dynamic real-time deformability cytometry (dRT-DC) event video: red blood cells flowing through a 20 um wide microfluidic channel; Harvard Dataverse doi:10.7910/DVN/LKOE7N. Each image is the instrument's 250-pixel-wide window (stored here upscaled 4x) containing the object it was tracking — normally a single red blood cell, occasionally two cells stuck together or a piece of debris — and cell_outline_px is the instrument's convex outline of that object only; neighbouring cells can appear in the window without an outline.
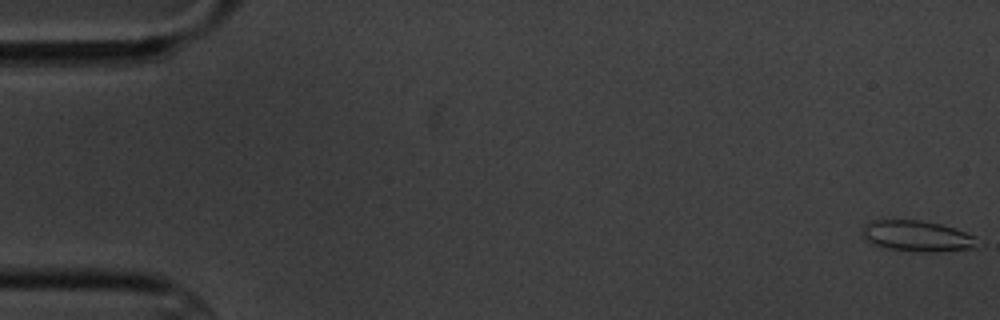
{"species": "common noctule bat (a hibernating species)", "species_latin": "Nyctalus noctula", "temperature_condition": "cold", "stored_images_in_passage": 6, "camera_frame_rate_fps": 3000, "um_per_image_px": 0.085, "animal": {"sex": "male", "body_mass_g": 20.1, "forearm_length_mm": 53.5}, "frame": {"image": 1, "passage_image": 1, "time_ms": 0.0, "image_size_px": [1000, 320], "cell_outline_px": [[984, 244], [976, 248], [936, 252], [920, 252], [888, 248], [868, 244], [860, 232], [860, 228], [864, 224], [872, 220], [920, 220], [940, 224], [976, 236]], "centroid_in_image_um": [77.96, 20.08], "position_along_channel_um": 7.0, "area_um2": 21.27}}